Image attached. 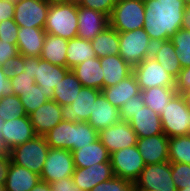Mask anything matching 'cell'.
<instances>
[{"mask_svg":"<svg viewBox=\"0 0 190 191\" xmlns=\"http://www.w3.org/2000/svg\"><path fill=\"white\" fill-rule=\"evenodd\" d=\"M99 140L109 154L137 144V135L129 122L120 121L98 132Z\"/></svg>","mask_w":190,"mask_h":191,"instance_id":"obj_14","label":"cell"},{"mask_svg":"<svg viewBox=\"0 0 190 191\" xmlns=\"http://www.w3.org/2000/svg\"><path fill=\"white\" fill-rule=\"evenodd\" d=\"M144 0H117L109 17L110 26L118 32L143 28Z\"/></svg>","mask_w":190,"mask_h":191,"instance_id":"obj_6","label":"cell"},{"mask_svg":"<svg viewBox=\"0 0 190 191\" xmlns=\"http://www.w3.org/2000/svg\"><path fill=\"white\" fill-rule=\"evenodd\" d=\"M1 68L5 71L8 78L24 72V56L18 54L16 57L9 58Z\"/></svg>","mask_w":190,"mask_h":191,"instance_id":"obj_46","label":"cell"},{"mask_svg":"<svg viewBox=\"0 0 190 191\" xmlns=\"http://www.w3.org/2000/svg\"><path fill=\"white\" fill-rule=\"evenodd\" d=\"M101 92L113 106L121 108L128 99L140 95L141 89L132 73L118 84L103 88Z\"/></svg>","mask_w":190,"mask_h":191,"instance_id":"obj_23","label":"cell"},{"mask_svg":"<svg viewBox=\"0 0 190 191\" xmlns=\"http://www.w3.org/2000/svg\"><path fill=\"white\" fill-rule=\"evenodd\" d=\"M171 163L172 179L177 189L190 186V165L185 163Z\"/></svg>","mask_w":190,"mask_h":191,"instance_id":"obj_40","label":"cell"},{"mask_svg":"<svg viewBox=\"0 0 190 191\" xmlns=\"http://www.w3.org/2000/svg\"><path fill=\"white\" fill-rule=\"evenodd\" d=\"M120 121L119 108L113 106L101 92L94 101V108L87 122L99 132Z\"/></svg>","mask_w":190,"mask_h":191,"instance_id":"obj_20","label":"cell"},{"mask_svg":"<svg viewBox=\"0 0 190 191\" xmlns=\"http://www.w3.org/2000/svg\"><path fill=\"white\" fill-rule=\"evenodd\" d=\"M135 191H157V190H135Z\"/></svg>","mask_w":190,"mask_h":191,"instance_id":"obj_62","label":"cell"},{"mask_svg":"<svg viewBox=\"0 0 190 191\" xmlns=\"http://www.w3.org/2000/svg\"><path fill=\"white\" fill-rule=\"evenodd\" d=\"M44 30L47 34L60 36L67 40L77 37V2L50 4Z\"/></svg>","mask_w":190,"mask_h":191,"instance_id":"obj_2","label":"cell"},{"mask_svg":"<svg viewBox=\"0 0 190 191\" xmlns=\"http://www.w3.org/2000/svg\"><path fill=\"white\" fill-rule=\"evenodd\" d=\"M49 7L46 0H21L15 3L13 20L19 27L44 28Z\"/></svg>","mask_w":190,"mask_h":191,"instance_id":"obj_12","label":"cell"},{"mask_svg":"<svg viewBox=\"0 0 190 191\" xmlns=\"http://www.w3.org/2000/svg\"><path fill=\"white\" fill-rule=\"evenodd\" d=\"M74 122L62 120L44 137L50 148L68 149L73 151Z\"/></svg>","mask_w":190,"mask_h":191,"instance_id":"obj_32","label":"cell"},{"mask_svg":"<svg viewBox=\"0 0 190 191\" xmlns=\"http://www.w3.org/2000/svg\"><path fill=\"white\" fill-rule=\"evenodd\" d=\"M19 54L17 45L0 41V66L9 58L16 57Z\"/></svg>","mask_w":190,"mask_h":191,"instance_id":"obj_49","label":"cell"},{"mask_svg":"<svg viewBox=\"0 0 190 191\" xmlns=\"http://www.w3.org/2000/svg\"><path fill=\"white\" fill-rule=\"evenodd\" d=\"M180 94L184 100L186 107L188 108V110H190V90L186 92H182Z\"/></svg>","mask_w":190,"mask_h":191,"instance_id":"obj_55","label":"cell"},{"mask_svg":"<svg viewBox=\"0 0 190 191\" xmlns=\"http://www.w3.org/2000/svg\"><path fill=\"white\" fill-rule=\"evenodd\" d=\"M11 80L6 75L5 71L0 66V99L3 96L13 95Z\"/></svg>","mask_w":190,"mask_h":191,"instance_id":"obj_51","label":"cell"},{"mask_svg":"<svg viewBox=\"0 0 190 191\" xmlns=\"http://www.w3.org/2000/svg\"><path fill=\"white\" fill-rule=\"evenodd\" d=\"M181 29L190 31V5L185 7Z\"/></svg>","mask_w":190,"mask_h":191,"instance_id":"obj_53","label":"cell"},{"mask_svg":"<svg viewBox=\"0 0 190 191\" xmlns=\"http://www.w3.org/2000/svg\"><path fill=\"white\" fill-rule=\"evenodd\" d=\"M152 57L175 79L182 70L177 51L170 40L154 43Z\"/></svg>","mask_w":190,"mask_h":191,"instance_id":"obj_28","label":"cell"},{"mask_svg":"<svg viewBox=\"0 0 190 191\" xmlns=\"http://www.w3.org/2000/svg\"><path fill=\"white\" fill-rule=\"evenodd\" d=\"M3 120L0 118V131H1V126L3 125ZM4 151L3 150V145H2V142H1V139H0V152Z\"/></svg>","mask_w":190,"mask_h":191,"instance_id":"obj_57","label":"cell"},{"mask_svg":"<svg viewBox=\"0 0 190 191\" xmlns=\"http://www.w3.org/2000/svg\"><path fill=\"white\" fill-rule=\"evenodd\" d=\"M10 80L14 94L18 97H21L23 92L31 88V85L35 84V79H32V77L25 72L14 75Z\"/></svg>","mask_w":190,"mask_h":191,"instance_id":"obj_45","label":"cell"},{"mask_svg":"<svg viewBox=\"0 0 190 191\" xmlns=\"http://www.w3.org/2000/svg\"><path fill=\"white\" fill-rule=\"evenodd\" d=\"M103 68V88L118 84L133 73V68L120 55L100 58Z\"/></svg>","mask_w":190,"mask_h":191,"instance_id":"obj_24","label":"cell"},{"mask_svg":"<svg viewBox=\"0 0 190 191\" xmlns=\"http://www.w3.org/2000/svg\"><path fill=\"white\" fill-rule=\"evenodd\" d=\"M72 155L75 168H86L97 163L110 162V154L99 139L81 149L73 150Z\"/></svg>","mask_w":190,"mask_h":191,"instance_id":"obj_25","label":"cell"},{"mask_svg":"<svg viewBox=\"0 0 190 191\" xmlns=\"http://www.w3.org/2000/svg\"><path fill=\"white\" fill-rule=\"evenodd\" d=\"M185 6H189L190 5V0H183Z\"/></svg>","mask_w":190,"mask_h":191,"instance_id":"obj_60","label":"cell"},{"mask_svg":"<svg viewBox=\"0 0 190 191\" xmlns=\"http://www.w3.org/2000/svg\"><path fill=\"white\" fill-rule=\"evenodd\" d=\"M169 162L190 165V135L168 138Z\"/></svg>","mask_w":190,"mask_h":191,"instance_id":"obj_35","label":"cell"},{"mask_svg":"<svg viewBox=\"0 0 190 191\" xmlns=\"http://www.w3.org/2000/svg\"><path fill=\"white\" fill-rule=\"evenodd\" d=\"M101 90L82 87L77 97L69 106L62 107V118L69 122H87L94 108V101Z\"/></svg>","mask_w":190,"mask_h":191,"instance_id":"obj_15","label":"cell"},{"mask_svg":"<svg viewBox=\"0 0 190 191\" xmlns=\"http://www.w3.org/2000/svg\"><path fill=\"white\" fill-rule=\"evenodd\" d=\"M133 74L141 91L152 87H175V78L166 72L154 57L145 58L136 67Z\"/></svg>","mask_w":190,"mask_h":191,"instance_id":"obj_10","label":"cell"},{"mask_svg":"<svg viewBox=\"0 0 190 191\" xmlns=\"http://www.w3.org/2000/svg\"><path fill=\"white\" fill-rule=\"evenodd\" d=\"M30 191H51L50 183L40 179Z\"/></svg>","mask_w":190,"mask_h":191,"instance_id":"obj_54","label":"cell"},{"mask_svg":"<svg viewBox=\"0 0 190 191\" xmlns=\"http://www.w3.org/2000/svg\"><path fill=\"white\" fill-rule=\"evenodd\" d=\"M175 46L178 60L182 68L190 66V31L179 29L170 39Z\"/></svg>","mask_w":190,"mask_h":191,"instance_id":"obj_38","label":"cell"},{"mask_svg":"<svg viewBox=\"0 0 190 191\" xmlns=\"http://www.w3.org/2000/svg\"><path fill=\"white\" fill-rule=\"evenodd\" d=\"M117 0H78L77 4L110 17Z\"/></svg>","mask_w":190,"mask_h":191,"instance_id":"obj_44","label":"cell"},{"mask_svg":"<svg viewBox=\"0 0 190 191\" xmlns=\"http://www.w3.org/2000/svg\"><path fill=\"white\" fill-rule=\"evenodd\" d=\"M19 98L27 115L34 112L49 100L44 89L42 90L36 83L23 92L22 96Z\"/></svg>","mask_w":190,"mask_h":191,"instance_id":"obj_37","label":"cell"},{"mask_svg":"<svg viewBox=\"0 0 190 191\" xmlns=\"http://www.w3.org/2000/svg\"><path fill=\"white\" fill-rule=\"evenodd\" d=\"M129 124L135 131L137 138L164 134L160 115L146 105L135 112L134 116L129 120Z\"/></svg>","mask_w":190,"mask_h":191,"instance_id":"obj_21","label":"cell"},{"mask_svg":"<svg viewBox=\"0 0 190 191\" xmlns=\"http://www.w3.org/2000/svg\"><path fill=\"white\" fill-rule=\"evenodd\" d=\"M51 191H83L74 183L72 177H66L50 183Z\"/></svg>","mask_w":190,"mask_h":191,"instance_id":"obj_48","label":"cell"},{"mask_svg":"<svg viewBox=\"0 0 190 191\" xmlns=\"http://www.w3.org/2000/svg\"><path fill=\"white\" fill-rule=\"evenodd\" d=\"M72 152L68 149L50 148L44 162L40 179L48 183L56 182L74 173Z\"/></svg>","mask_w":190,"mask_h":191,"instance_id":"obj_11","label":"cell"},{"mask_svg":"<svg viewBox=\"0 0 190 191\" xmlns=\"http://www.w3.org/2000/svg\"><path fill=\"white\" fill-rule=\"evenodd\" d=\"M99 139L96 131L88 122H74L73 150L93 143Z\"/></svg>","mask_w":190,"mask_h":191,"instance_id":"obj_39","label":"cell"},{"mask_svg":"<svg viewBox=\"0 0 190 191\" xmlns=\"http://www.w3.org/2000/svg\"><path fill=\"white\" fill-rule=\"evenodd\" d=\"M69 70L67 67L42 60L41 57H24V72L35 79V83L44 89L49 99H53V89Z\"/></svg>","mask_w":190,"mask_h":191,"instance_id":"obj_3","label":"cell"},{"mask_svg":"<svg viewBox=\"0 0 190 191\" xmlns=\"http://www.w3.org/2000/svg\"><path fill=\"white\" fill-rule=\"evenodd\" d=\"M163 133L168 137L188 135L190 110L180 93H176L160 114Z\"/></svg>","mask_w":190,"mask_h":191,"instance_id":"obj_7","label":"cell"},{"mask_svg":"<svg viewBox=\"0 0 190 191\" xmlns=\"http://www.w3.org/2000/svg\"><path fill=\"white\" fill-rule=\"evenodd\" d=\"M67 45V39L46 33L45 42L40 57L42 60L48 61L51 64L67 67Z\"/></svg>","mask_w":190,"mask_h":191,"instance_id":"obj_30","label":"cell"},{"mask_svg":"<svg viewBox=\"0 0 190 191\" xmlns=\"http://www.w3.org/2000/svg\"><path fill=\"white\" fill-rule=\"evenodd\" d=\"M134 183L113 176L108 181L97 184L90 191H134Z\"/></svg>","mask_w":190,"mask_h":191,"instance_id":"obj_41","label":"cell"},{"mask_svg":"<svg viewBox=\"0 0 190 191\" xmlns=\"http://www.w3.org/2000/svg\"><path fill=\"white\" fill-rule=\"evenodd\" d=\"M23 116H27V114L17 95L3 96L0 99V118L3 121H9Z\"/></svg>","mask_w":190,"mask_h":191,"instance_id":"obj_36","label":"cell"},{"mask_svg":"<svg viewBox=\"0 0 190 191\" xmlns=\"http://www.w3.org/2000/svg\"><path fill=\"white\" fill-rule=\"evenodd\" d=\"M135 190L177 191L169 161L147 164L134 182Z\"/></svg>","mask_w":190,"mask_h":191,"instance_id":"obj_8","label":"cell"},{"mask_svg":"<svg viewBox=\"0 0 190 191\" xmlns=\"http://www.w3.org/2000/svg\"><path fill=\"white\" fill-rule=\"evenodd\" d=\"M175 88L177 93L190 90V66L182 68L179 75L175 79Z\"/></svg>","mask_w":190,"mask_h":191,"instance_id":"obj_47","label":"cell"},{"mask_svg":"<svg viewBox=\"0 0 190 191\" xmlns=\"http://www.w3.org/2000/svg\"><path fill=\"white\" fill-rule=\"evenodd\" d=\"M81 82L77 79L75 73L70 69L65 77L53 89V100L61 107L69 106L77 97L82 88Z\"/></svg>","mask_w":190,"mask_h":191,"instance_id":"obj_29","label":"cell"},{"mask_svg":"<svg viewBox=\"0 0 190 191\" xmlns=\"http://www.w3.org/2000/svg\"><path fill=\"white\" fill-rule=\"evenodd\" d=\"M38 181L40 175L11 161L5 188L6 191H30Z\"/></svg>","mask_w":190,"mask_h":191,"instance_id":"obj_27","label":"cell"},{"mask_svg":"<svg viewBox=\"0 0 190 191\" xmlns=\"http://www.w3.org/2000/svg\"><path fill=\"white\" fill-rule=\"evenodd\" d=\"M136 146L146 165L169 161L168 137L165 134L138 138Z\"/></svg>","mask_w":190,"mask_h":191,"instance_id":"obj_19","label":"cell"},{"mask_svg":"<svg viewBox=\"0 0 190 191\" xmlns=\"http://www.w3.org/2000/svg\"><path fill=\"white\" fill-rule=\"evenodd\" d=\"M49 4H58L63 2H69V0H46Z\"/></svg>","mask_w":190,"mask_h":191,"instance_id":"obj_56","label":"cell"},{"mask_svg":"<svg viewBox=\"0 0 190 191\" xmlns=\"http://www.w3.org/2000/svg\"><path fill=\"white\" fill-rule=\"evenodd\" d=\"M36 136L29 116L4 121L1 126L0 139L3 150L9 152L14 147L33 139Z\"/></svg>","mask_w":190,"mask_h":191,"instance_id":"obj_13","label":"cell"},{"mask_svg":"<svg viewBox=\"0 0 190 191\" xmlns=\"http://www.w3.org/2000/svg\"><path fill=\"white\" fill-rule=\"evenodd\" d=\"M91 45L98 58L119 55V32L108 26L93 38Z\"/></svg>","mask_w":190,"mask_h":191,"instance_id":"obj_31","label":"cell"},{"mask_svg":"<svg viewBox=\"0 0 190 191\" xmlns=\"http://www.w3.org/2000/svg\"><path fill=\"white\" fill-rule=\"evenodd\" d=\"M17 48L24 57H40L45 42L44 28L19 27Z\"/></svg>","mask_w":190,"mask_h":191,"instance_id":"obj_22","label":"cell"},{"mask_svg":"<svg viewBox=\"0 0 190 191\" xmlns=\"http://www.w3.org/2000/svg\"><path fill=\"white\" fill-rule=\"evenodd\" d=\"M19 26L13 19L0 22V41L17 45Z\"/></svg>","mask_w":190,"mask_h":191,"instance_id":"obj_42","label":"cell"},{"mask_svg":"<svg viewBox=\"0 0 190 191\" xmlns=\"http://www.w3.org/2000/svg\"><path fill=\"white\" fill-rule=\"evenodd\" d=\"M144 5L143 29L154 43L170 40L181 29L183 0H144Z\"/></svg>","mask_w":190,"mask_h":191,"instance_id":"obj_1","label":"cell"},{"mask_svg":"<svg viewBox=\"0 0 190 191\" xmlns=\"http://www.w3.org/2000/svg\"><path fill=\"white\" fill-rule=\"evenodd\" d=\"M11 163L10 154L7 151L0 152V183L5 184Z\"/></svg>","mask_w":190,"mask_h":191,"instance_id":"obj_50","label":"cell"},{"mask_svg":"<svg viewBox=\"0 0 190 191\" xmlns=\"http://www.w3.org/2000/svg\"><path fill=\"white\" fill-rule=\"evenodd\" d=\"M113 174L134 183L146 166L136 145L110 154Z\"/></svg>","mask_w":190,"mask_h":191,"instance_id":"obj_9","label":"cell"},{"mask_svg":"<svg viewBox=\"0 0 190 191\" xmlns=\"http://www.w3.org/2000/svg\"><path fill=\"white\" fill-rule=\"evenodd\" d=\"M176 93L175 87L159 86L142 90L141 96L145 105L160 115Z\"/></svg>","mask_w":190,"mask_h":191,"instance_id":"obj_34","label":"cell"},{"mask_svg":"<svg viewBox=\"0 0 190 191\" xmlns=\"http://www.w3.org/2000/svg\"><path fill=\"white\" fill-rule=\"evenodd\" d=\"M28 116L35 134L39 136H44L63 120L62 107L53 99H49Z\"/></svg>","mask_w":190,"mask_h":191,"instance_id":"obj_17","label":"cell"},{"mask_svg":"<svg viewBox=\"0 0 190 191\" xmlns=\"http://www.w3.org/2000/svg\"><path fill=\"white\" fill-rule=\"evenodd\" d=\"M7 1L13 2V3H17V2H19V1H21V0H7Z\"/></svg>","mask_w":190,"mask_h":191,"instance_id":"obj_61","label":"cell"},{"mask_svg":"<svg viewBox=\"0 0 190 191\" xmlns=\"http://www.w3.org/2000/svg\"><path fill=\"white\" fill-rule=\"evenodd\" d=\"M177 191H190V186L182 189H177Z\"/></svg>","mask_w":190,"mask_h":191,"instance_id":"obj_59","label":"cell"},{"mask_svg":"<svg viewBox=\"0 0 190 191\" xmlns=\"http://www.w3.org/2000/svg\"><path fill=\"white\" fill-rule=\"evenodd\" d=\"M83 87L103 89V68L100 58H90L71 69Z\"/></svg>","mask_w":190,"mask_h":191,"instance_id":"obj_26","label":"cell"},{"mask_svg":"<svg viewBox=\"0 0 190 191\" xmlns=\"http://www.w3.org/2000/svg\"><path fill=\"white\" fill-rule=\"evenodd\" d=\"M49 149L45 137L36 135L33 139L11 149L9 154L14 164L41 175Z\"/></svg>","mask_w":190,"mask_h":191,"instance_id":"obj_5","label":"cell"},{"mask_svg":"<svg viewBox=\"0 0 190 191\" xmlns=\"http://www.w3.org/2000/svg\"><path fill=\"white\" fill-rule=\"evenodd\" d=\"M114 176L111 162H102L86 168H75L72 179L81 190L90 191L97 184Z\"/></svg>","mask_w":190,"mask_h":191,"instance_id":"obj_18","label":"cell"},{"mask_svg":"<svg viewBox=\"0 0 190 191\" xmlns=\"http://www.w3.org/2000/svg\"><path fill=\"white\" fill-rule=\"evenodd\" d=\"M154 42L143 29L119 32V55L132 68L152 56Z\"/></svg>","mask_w":190,"mask_h":191,"instance_id":"obj_4","label":"cell"},{"mask_svg":"<svg viewBox=\"0 0 190 191\" xmlns=\"http://www.w3.org/2000/svg\"><path fill=\"white\" fill-rule=\"evenodd\" d=\"M15 12V3L7 0H0V22L13 19Z\"/></svg>","mask_w":190,"mask_h":191,"instance_id":"obj_52","label":"cell"},{"mask_svg":"<svg viewBox=\"0 0 190 191\" xmlns=\"http://www.w3.org/2000/svg\"><path fill=\"white\" fill-rule=\"evenodd\" d=\"M108 26H110L109 16L78 5L77 37L92 41L96 35L100 34Z\"/></svg>","mask_w":190,"mask_h":191,"instance_id":"obj_16","label":"cell"},{"mask_svg":"<svg viewBox=\"0 0 190 191\" xmlns=\"http://www.w3.org/2000/svg\"><path fill=\"white\" fill-rule=\"evenodd\" d=\"M0 191H6L5 184L0 183Z\"/></svg>","mask_w":190,"mask_h":191,"instance_id":"obj_58","label":"cell"},{"mask_svg":"<svg viewBox=\"0 0 190 191\" xmlns=\"http://www.w3.org/2000/svg\"><path fill=\"white\" fill-rule=\"evenodd\" d=\"M145 105L141 94L133 98H130L126 103L119 108L121 121L129 122V120L134 116L140 108H143Z\"/></svg>","mask_w":190,"mask_h":191,"instance_id":"obj_43","label":"cell"},{"mask_svg":"<svg viewBox=\"0 0 190 191\" xmlns=\"http://www.w3.org/2000/svg\"><path fill=\"white\" fill-rule=\"evenodd\" d=\"M96 57L91 41L79 37L68 40L66 54L67 68L72 69L85 60Z\"/></svg>","mask_w":190,"mask_h":191,"instance_id":"obj_33","label":"cell"}]
</instances>
